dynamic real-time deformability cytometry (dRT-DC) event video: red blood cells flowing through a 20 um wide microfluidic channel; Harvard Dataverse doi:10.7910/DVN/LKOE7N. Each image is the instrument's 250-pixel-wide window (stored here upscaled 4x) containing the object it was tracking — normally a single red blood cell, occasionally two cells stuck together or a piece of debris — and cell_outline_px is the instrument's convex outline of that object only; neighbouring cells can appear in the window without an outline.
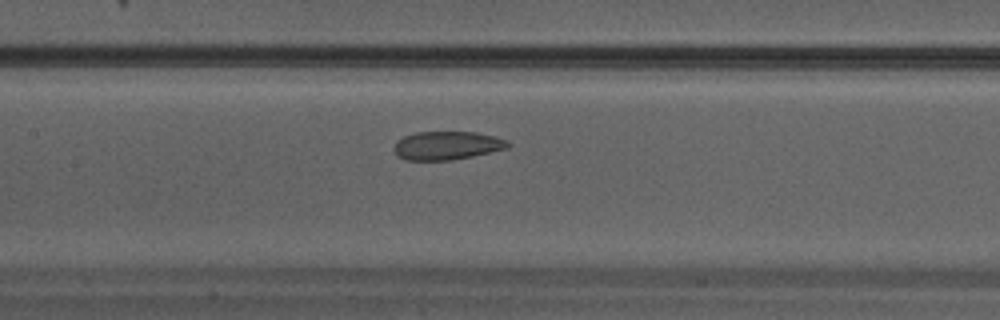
{"species": "Egyptian fruit bat (a non-hibernating species)", "species_latin": "Rousettus aegyptiacus", "temperature_condition": "warm", "stored_images_in_passage": 22, "camera_frame_rate_fps": 3000, "um_per_image_px": 0.085, "animal": {"sex": "male"}, "frame": {"image": 1, "passage_image": 10, "time_ms": 3.0, "image_size_px": [1000, 320], "cell_outline_px": [[512, 144], [508, 148], [472, 156], [452, 160], [404, 160], [396, 156], [392, 148], [396, 140], [404, 136], [416, 132], [476, 132], [496, 136], [508, 140]], "centroid_in_image_um": [37.97, 12.37], "position_along_channel_um": 169.4, "area_um2": 19.19}}
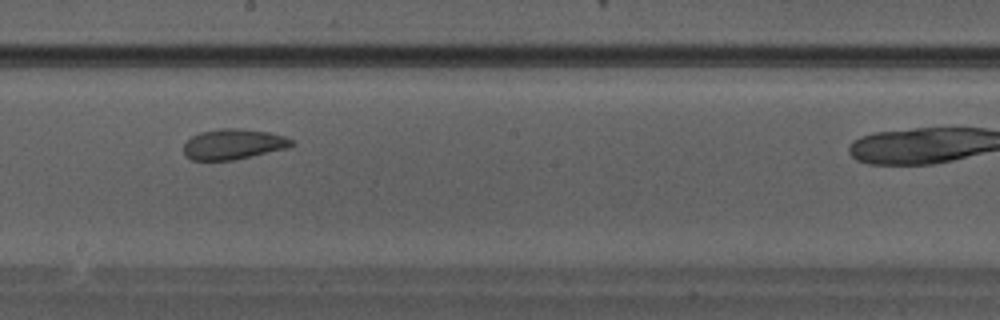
{"frame": {"image": 2, "passage_image": 13, "time_ms": 4.0, "image_size_px": [1000, 320], "cell_outline_px": [[296, 144], [288, 148], [232, 160], [192, 160], [184, 156], [184, 144], [192, 136], [200, 132], [220, 128], [236, 128], [268, 132], [284, 136], [292, 140]], "centroid_in_image_um": [19.82, 12.25], "position_along_channel_um": 228.4, "area_um2": 19.07}}